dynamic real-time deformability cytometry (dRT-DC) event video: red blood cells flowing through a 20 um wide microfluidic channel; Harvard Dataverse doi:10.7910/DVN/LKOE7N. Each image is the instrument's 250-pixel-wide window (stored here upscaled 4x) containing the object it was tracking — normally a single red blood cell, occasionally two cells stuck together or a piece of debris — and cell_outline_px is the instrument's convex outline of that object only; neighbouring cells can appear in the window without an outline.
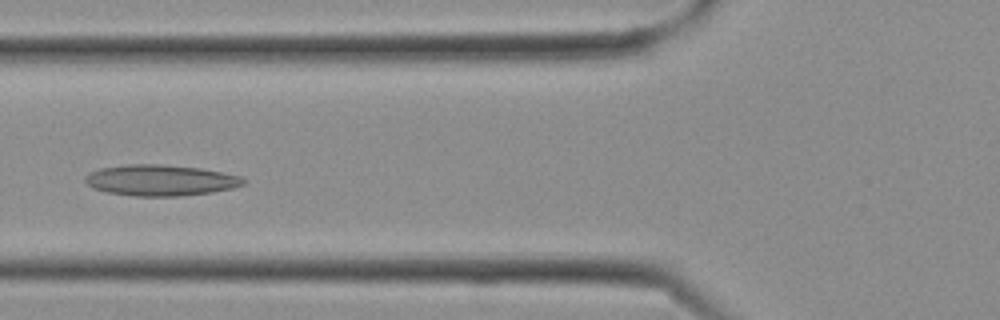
{"species": "Egyptian fruit bat (a non-hibernating species)", "species_latin": "Rousettus aegyptiacus", "temperature_condition": "cold", "stored_images_in_passage": 16, "camera_frame_rate_fps": 3000, "um_per_image_px": 0.085, "frame": {"image": 1, "passage_image": 8, "time_ms": 2.333, "image_size_px": [1000, 320], "cell_outline_px": [[248, 180], [244, 184], [232, 188], [212, 192], [176, 196], [132, 196], [108, 192], [92, 188], [84, 180], [92, 172], [100, 168], [128, 164], [160, 164], [200, 168], [240, 176]], "centroid_in_image_um": [13.66, 15.32], "position_along_channel_um": 112.1, "area_um2": 28.38}}
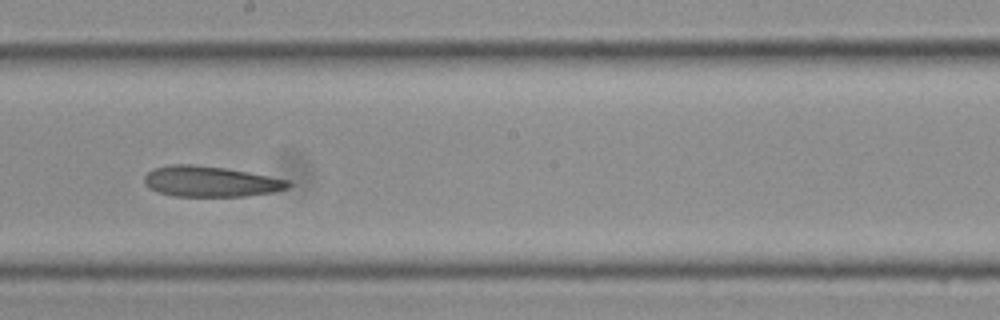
{"frame": {"image": 2, "passage_image": 13, "time_ms": 4.0, "image_size_px": [1000, 320], "cell_outline_px": [[292, 184], [288, 188], [272, 192], [248, 196], [176, 196], [160, 192], [148, 188], [144, 184], [144, 176], [152, 168], [172, 164], [192, 164], [224, 168], [248, 172], [288, 180]], "centroid_in_image_um": [17.86, 15.42], "position_along_channel_um": 230.3, "area_um2": 25.61}}
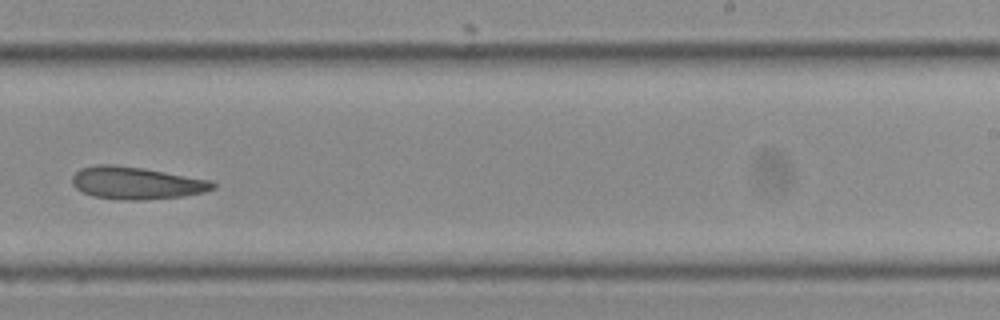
{"frame": {"image": 3, "passage_image": 15, "time_ms": 4.667, "image_size_px": [1000, 320], "cell_outline_px": [[216, 188], [204, 192], [184, 196], [140, 200], [120, 200], [92, 196], [76, 188], [72, 184], [72, 176], [80, 168], [96, 164], [112, 164], [144, 168], [212, 180], [216, 184]], "centroid_in_image_um": [11.6, 15.55], "position_along_channel_um": 277.4, "area_um2": 26.76}}